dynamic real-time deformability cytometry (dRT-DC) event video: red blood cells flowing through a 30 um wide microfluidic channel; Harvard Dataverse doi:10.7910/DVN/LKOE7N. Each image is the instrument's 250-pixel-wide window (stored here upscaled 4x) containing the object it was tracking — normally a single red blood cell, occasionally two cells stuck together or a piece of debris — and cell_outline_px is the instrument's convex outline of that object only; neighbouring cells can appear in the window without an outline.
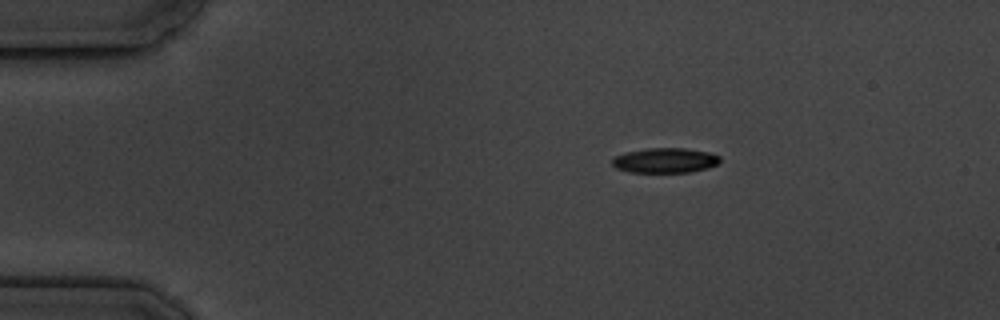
{"species": "common noctule bat (a hibernating species)", "species_latin": "Nyctalus noctula", "temperature_condition": "cold", "stored_images_in_passage": 3, "camera_frame_rate_fps": 3000, "um_per_image_px": 0.085, "animal": {"sex": "male", "body_mass_g": 19.5, "forearm_length_mm": 54.6}, "frame": {"image": 1, "passage_image": 1, "time_ms": 0.0, "image_size_px": [1000, 320], "cell_outline_px": [[720, 160], [716, 164], [708, 168], [688, 172], [628, 172], [616, 168], [612, 164], [612, 160], [616, 156], [624, 152], [648, 148], [684, 148], [712, 152], [720, 156]], "centroid_in_image_um": [56.54, 13.62], "position_along_channel_um": 28.5, "area_um2": 15.72}}